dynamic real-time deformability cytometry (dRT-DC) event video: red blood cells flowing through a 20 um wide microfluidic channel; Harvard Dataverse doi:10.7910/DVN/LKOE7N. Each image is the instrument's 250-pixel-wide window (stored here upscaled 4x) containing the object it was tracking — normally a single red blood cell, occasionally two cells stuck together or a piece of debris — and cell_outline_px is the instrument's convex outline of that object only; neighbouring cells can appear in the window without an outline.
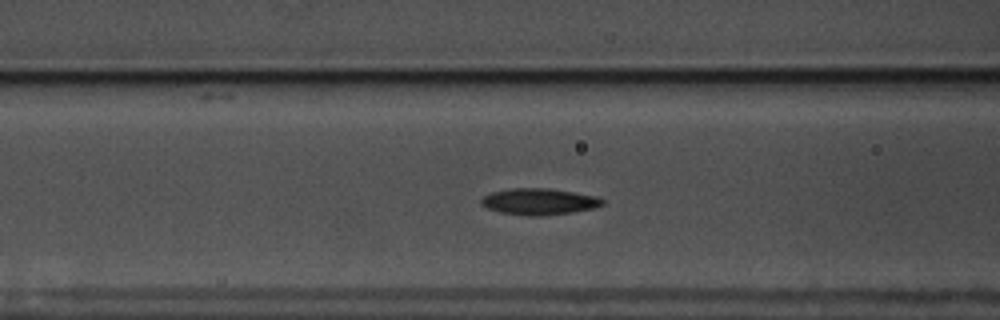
{"species": "common noctule bat (a hibernating species)", "species_latin": "Nyctalus noctula", "temperature_condition": "warm", "stored_images_in_passage": 57, "camera_frame_rate_fps": 3000, "um_per_image_px": 0.085, "animal": {"sex": "male", "body_mass_g": 17.5, "forearm_length_mm": 52.3}, "frame": {"image": 1, "passage_image": 22, "time_ms": 7.0, "image_size_px": [1000, 320], "cell_outline_px": [[604, 204], [596, 208], [572, 212], [540, 216], [524, 216], [500, 212], [488, 208], [480, 204], [480, 200], [484, 196], [492, 192], [508, 188], [552, 188], [596, 196], [604, 200]], "centroid_in_image_um": [45.83, 17.13], "position_along_channel_um": 120.8, "area_um2": 18.84}}
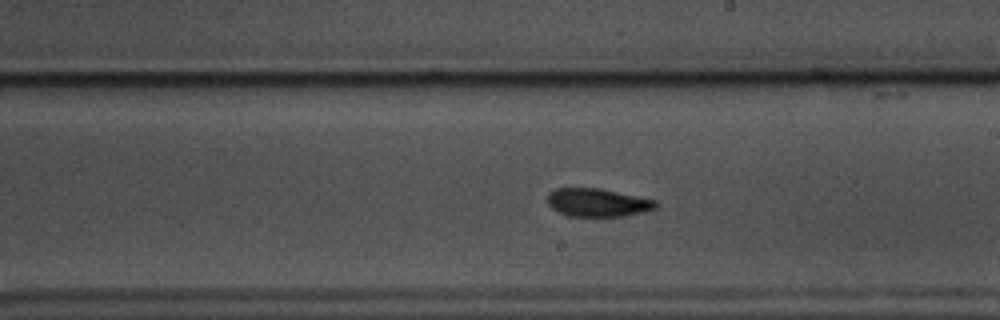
{"frame": {"image": 2, "passage_image": 32, "time_ms": 10.333, "image_size_px": [1000, 320], "cell_outline_px": [[660, 204], [656, 208], [644, 212], [624, 216], [568, 216], [552, 208], [548, 204], [548, 192], [556, 188], [600, 188], [656, 200]], "centroid_in_image_um": [50.82, 17.21], "position_along_channel_um": 238.2, "area_um2": 17.86}}
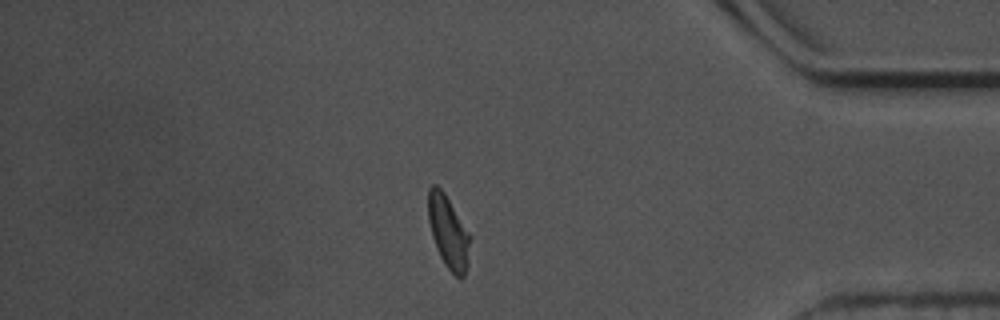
{"frame": {"image": 3, "passage_image": 48, "time_ms": 15.667, "image_size_px": [1000, 320], "cell_outline_px": [[472, 236], [468, 264], [464, 276], [460, 280], [444, 264], [440, 256], [432, 236], [428, 220], [428, 188], [432, 184], [436, 184], [444, 192]], "centroid_in_image_um": [38.13, 19.72], "position_along_channel_um": 397.1, "area_um2": 17.98}, "authors_computed_cell_mechanics": {"area_um2": 17.6868, "velocity_mm_per_s": 3.5369, "shape_relaxation_time_tau1_ms": 3.4141, "shape_relaxation_time_tau2_ms": 3.0969, "deformation_change_tau1": 0.127, "deformation_change_tau2": 0.0877}}